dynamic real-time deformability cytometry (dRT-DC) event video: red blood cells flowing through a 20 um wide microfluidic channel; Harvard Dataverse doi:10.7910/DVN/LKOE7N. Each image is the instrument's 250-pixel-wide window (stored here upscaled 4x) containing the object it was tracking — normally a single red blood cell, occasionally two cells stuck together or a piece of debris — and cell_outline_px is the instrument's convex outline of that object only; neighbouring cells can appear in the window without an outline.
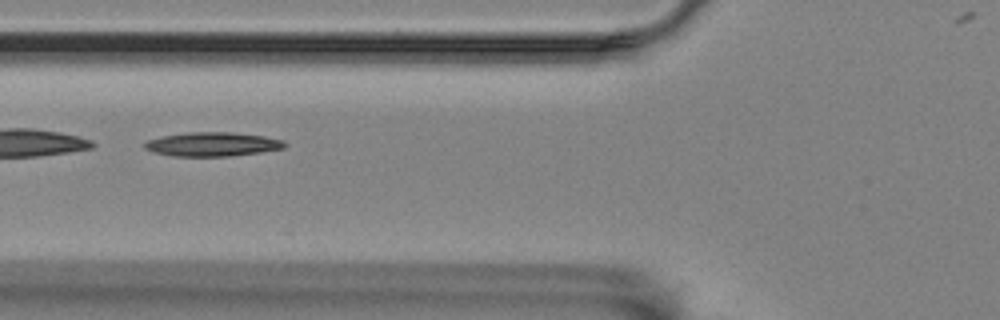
{"species": "Egyptian fruit bat (a non-hibernating species)", "species_latin": "Rousettus aegyptiacus", "temperature_condition": "room temperature", "stored_images_in_passage": 42, "camera_frame_rate_fps": 3000, "um_per_image_px": 0.085, "animal": {"sex": "female"}, "frame": {"image": 1, "passage_image": 7, "time_ms": 2.0, "image_size_px": [1000, 320], "cell_outline_px": [[288, 144], [284, 148], [260, 152], [228, 156], [172, 156], [156, 152], [144, 148], [144, 144], [148, 140], [164, 136], [188, 132], [232, 132], [264, 136], [284, 140]], "centroid_in_image_um": [18.1, 12.25], "position_along_channel_um": 107.7, "area_um2": 19.48}, "authors_computed_cell_mechanics": {"area_um2": 19.2474, "velocity_mm_per_s": 3.5162, "shape_relaxation_time_tau1_ms": 4.0301, "shape_relaxation_time_tau2_ms": null, "deformation_change_tau1": 0.129, "deformation_change_tau2": null}}